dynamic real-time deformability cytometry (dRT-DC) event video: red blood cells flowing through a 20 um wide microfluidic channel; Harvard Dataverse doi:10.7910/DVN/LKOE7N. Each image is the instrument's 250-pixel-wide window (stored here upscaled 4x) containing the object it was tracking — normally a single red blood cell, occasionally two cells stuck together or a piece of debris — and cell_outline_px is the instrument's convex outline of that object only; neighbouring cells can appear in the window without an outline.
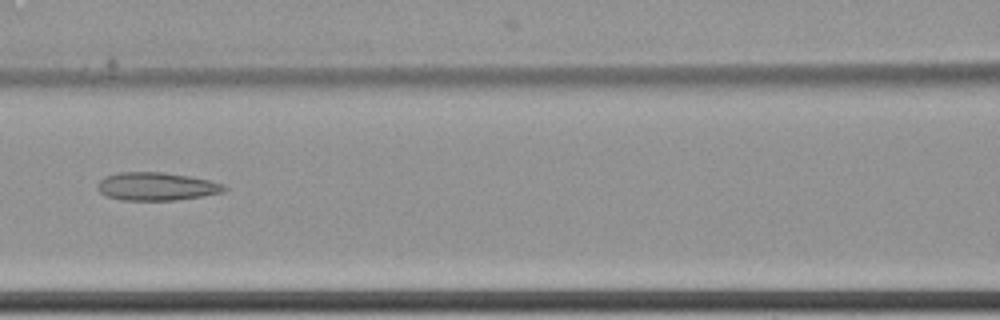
{"species": "common noctule bat (a hibernating species)", "species_latin": "Nyctalus noctula", "temperature_condition": "cold", "stored_images_in_passage": 8, "camera_frame_rate_fps": 3000, "um_per_image_px": 0.085, "animal": {"sex": "female", "body_mass_g": 22.7, "forearm_length_mm": 54.2}, "frame": {"image": 1, "passage_image": 8, "time_ms": 2.333, "image_size_px": [1000, 320], "cell_outline_px": [[228, 188], [224, 192], [176, 200], [124, 200], [108, 196], [100, 192], [96, 188], [96, 184], [104, 176], [116, 172], [164, 172], [188, 176], [208, 180], [224, 184]], "centroid_in_image_um": [13.27, 15.83], "position_along_channel_um": 153.3, "area_um2": 20.75}}